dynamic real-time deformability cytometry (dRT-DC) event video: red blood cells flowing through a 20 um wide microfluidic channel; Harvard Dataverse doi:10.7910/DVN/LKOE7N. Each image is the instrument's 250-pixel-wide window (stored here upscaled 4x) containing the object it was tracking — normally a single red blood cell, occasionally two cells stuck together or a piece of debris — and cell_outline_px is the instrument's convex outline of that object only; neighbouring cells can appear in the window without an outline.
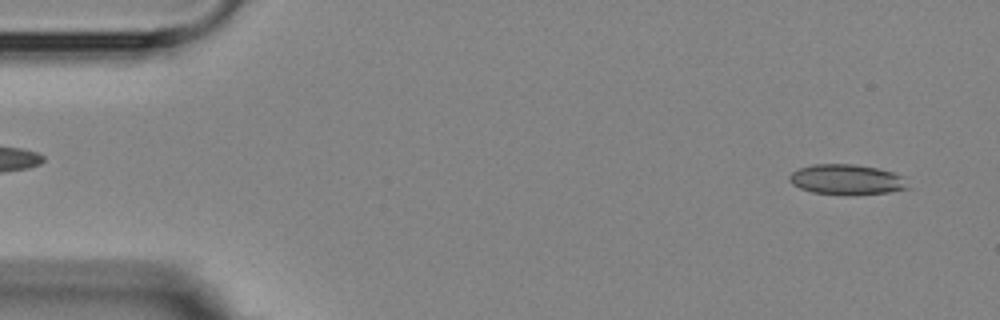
{"species": "Egyptian fruit bat (a non-hibernating species)", "species_latin": "Rousettus aegyptiacus", "temperature_condition": "room temperature", "stored_images_in_passage": 2, "segment_of_instrument_passage": [2, 2], "camera_frame_rate_fps": 3000, "um_per_image_px": 0.085, "animal": {"sex": "female"}, "frame": {"image": 1, "passage_image": 2, "time_ms": 1.333, "image_size_px": [1000, 320], "cell_outline_px": [[912, 188], [888, 192], [812, 192], [800, 188], [792, 184], [788, 180], [788, 176], [792, 172], [800, 168], [812, 164], [856, 164], [876, 168], [892, 172], [900, 176]], "centroid_in_image_um": [71.93, 15.21], "position_along_channel_um": 13.1, "area_um2": 20.0}}